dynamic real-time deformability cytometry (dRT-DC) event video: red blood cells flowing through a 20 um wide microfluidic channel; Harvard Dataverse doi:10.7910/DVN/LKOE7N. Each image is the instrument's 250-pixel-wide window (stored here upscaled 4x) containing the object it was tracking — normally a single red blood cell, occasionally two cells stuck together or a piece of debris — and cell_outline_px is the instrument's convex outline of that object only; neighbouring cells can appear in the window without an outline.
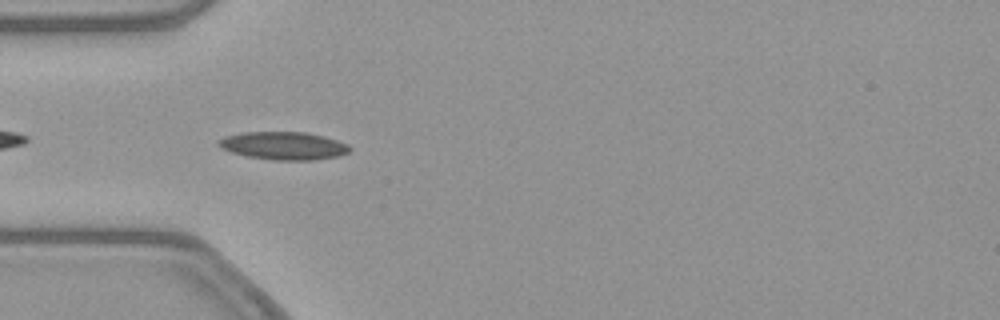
{"species": "common noctule bat (a hibernating species)", "species_latin": "Nyctalus noctula", "temperature_condition": "warm", "stored_images_in_passage": 40, "camera_frame_rate_fps": 3000, "um_per_image_px": 0.085, "animal": {"sex": "female", "body_mass_g": 21.9}, "frame": {"image": 1, "passage_image": 3, "time_ms": 0.667, "image_size_px": [1000, 320], "cell_outline_px": [[352, 148], [348, 152], [336, 156], [312, 160], [272, 160], [248, 156], [232, 152], [220, 148], [216, 144], [216, 140], [224, 136], [240, 132], [308, 132], [324, 136], [348, 144]], "centroid_in_image_um": [24.06, 12.37], "position_along_channel_um": 60.9, "area_um2": 21.44}}
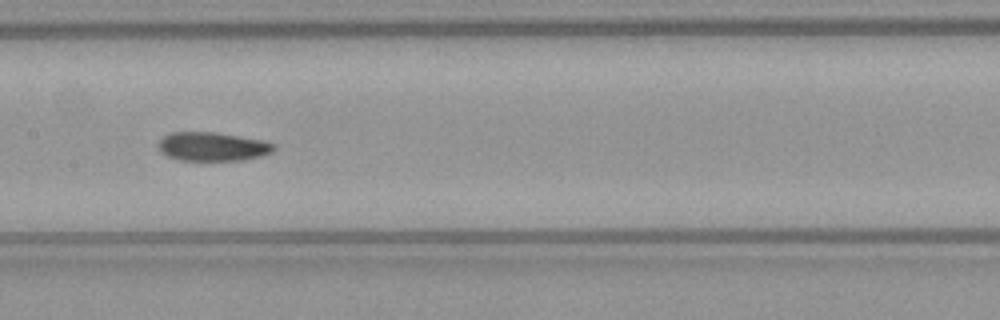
{"frame": {"image": 2, "passage_image": 13, "time_ms": 4.0, "image_size_px": [1000, 320], "cell_outline_px": [[276, 148], [272, 152], [260, 156], [240, 160], [180, 160], [168, 156], [160, 152], [156, 144], [164, 136], [172, 132], [212, 132], [240, 136], [264, 140], [276, 144]], "centroid_in_image_um": [18.06, 12.45], "position_along_channel_um": 189.3, "area_um2": 19.42}}
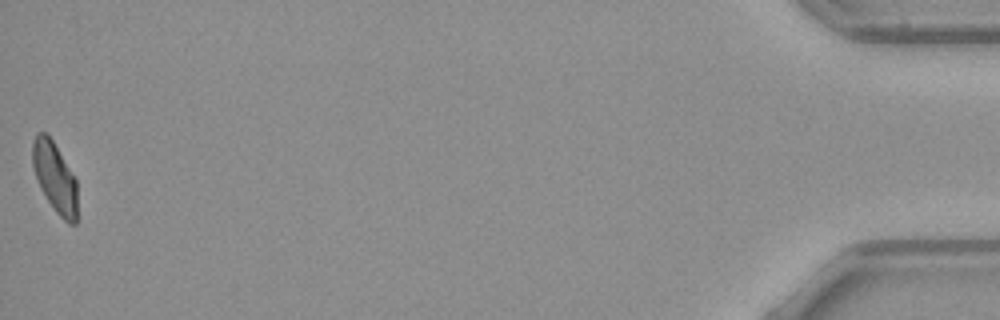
{"frame": {"image": 3, "passage_image": 40, "time_ms": 13.0, "image_size_px": [1000, 320], "cell_outline_px": [[76, 224], [68, 224], [56, 212], [40, 188], [32, 164], [32, 140], [36, 132], [48, 132], [76, 180]], "centroid_in_image_um": [4.63, 15.03], "position_along_channel_um": 430.6, "area_um2": 18.21}, "authors_computed_cell_mechanics": {"area_um2": 19.8254, "velocity_mm_per_s": 3.8598, "shape_relaxation_time_tau1_ms": null, "shape_relaxation_time_tau2_ms": 3.7663, "deformation_change_tau1": null, "deformation_change_tau2": 0.1004}}